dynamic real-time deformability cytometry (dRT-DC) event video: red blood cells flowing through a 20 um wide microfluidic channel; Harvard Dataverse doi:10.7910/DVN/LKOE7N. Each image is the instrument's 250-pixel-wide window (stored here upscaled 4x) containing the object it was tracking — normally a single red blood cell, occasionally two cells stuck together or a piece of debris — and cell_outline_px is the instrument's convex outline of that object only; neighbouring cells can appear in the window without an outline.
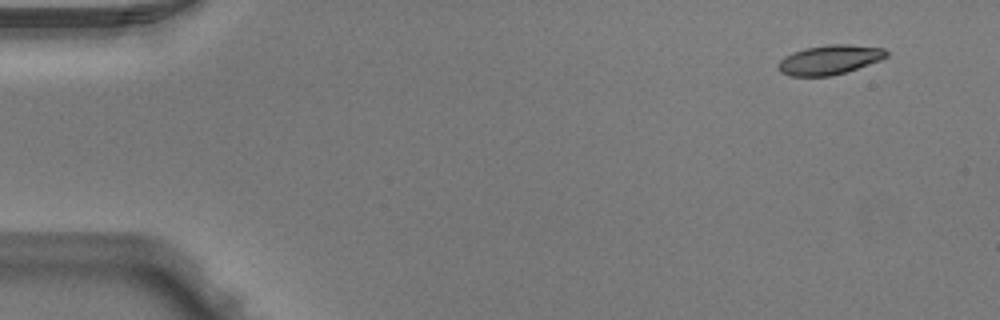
{"species": "Egyptian fruit bat (a non-hibernating species)", "species_latin": "Rousettus aegyptiacus", "temperature_condition": "warm", "stored_images_in_passage": 5, "camera_frame_rate_fps": 3000, "um_per_image_px": 0.085, "animal": {"sex": "male"}, "frame": {"image": 1, "passage_image": 1, "time_ms": 0.0, "image_size_px": [1000, 320], "cell_outline_px": [[888, 56], [880, 60], [832, 76], [788, 76], [780, 72], [776, 68], [776, 64], [784, 56], [792, 52], [804, 48], [828, 44], [848, 44], [884, 48], [888, 52]], "centroid_in_image_um": [70.45, 5.07], "position_along_channel_um": 14.5, "area_um2": 18.73}}
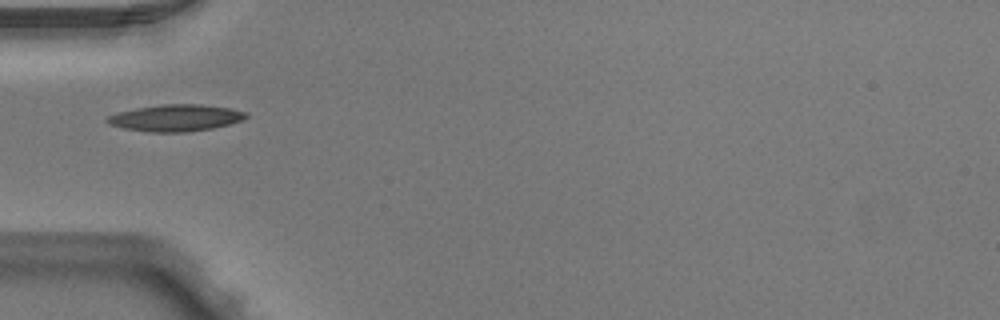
{"frame": {"image": 2, "passage_image": 4, "time_ms": 1.0, "image_size_px": [1000, 320], "cell_outline_px": [[248, 116], [240, 120], [228, 124], [212, 128], [184, 132], [148, 132], [124, 128], [108, 124], [104, 120], [108, 116], [120, 112], [136, 108], [160, 104], [200, 104], [232, 108], [248, 112]], "centroid_in_image_um": [14.93, 10.01], "position_along_channel_um": 70.1, "area_um2": 21.56}}
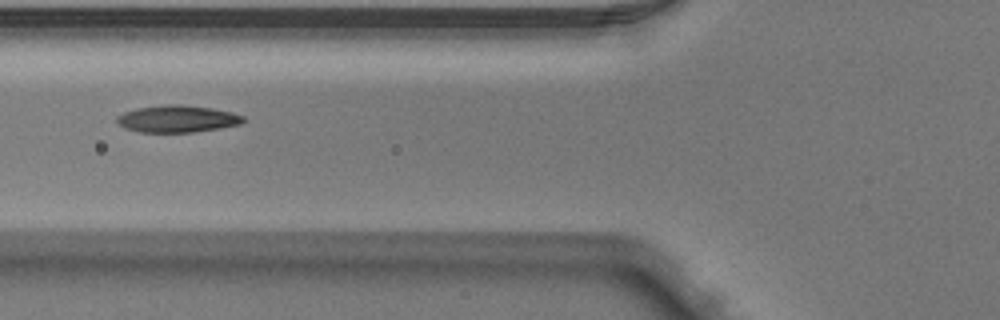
{"frame": {"image": 3, "passage_image": 5, "time_ms": 1.333, "image_size_px": [1000, 320], "cell_outline_px": [[248, 120], [240, 124], [220, 128], [196, 132], [140, 132], [124, 128], [116, 124], [116, 116], [124, 112], [136, 108], [164, 104], [180, 104], [212, 108], [232, 112], [244, 116]], "centroid_in_image_um": [15.07, 10.1], "position_along_channel_um": 110.7, "area_um2": 20.23}}